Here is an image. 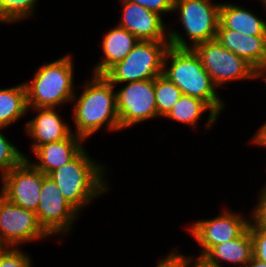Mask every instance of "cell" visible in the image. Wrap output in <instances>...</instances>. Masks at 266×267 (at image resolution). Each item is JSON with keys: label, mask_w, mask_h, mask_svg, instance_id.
Here are the masks:
<instances>
[{"label": "cell", "mask_w": 266, "mask_h": 267, "mask_svg": "<svg viewBox=\"0 0 266 267\" xmlns=\"http://www.w3.org/2000/svg\"><path fill=\"white\" fill-rule=\"evenodd\" d=\"M85 85L74 108L75 135L88 138L104 123L107 129L120 130L114 85L104 75H94Z\"/></svg>", "instance_id": "1"}, {"label": "cell", "mask_w": 266, "mask_h": 267, "mask_svg": "<svg viewBox=\"0 0 266 267\" xmlns=\"http://www.w3.org/2000/svg\"><path fill=\"white\" fill-rule=\"evenodd\" d=\"M167 59H171V66L166 69ZM163 75L173 82L182 94L204 101L217 115L224 108L215 91L216 85L193 49L170 46L164 58Z\"/></svg>", "instance_id": "2"}, {"label": "cell", "mask_w": 266, "mask_h": 267, "mask_svg": "<svg viewBox=\"0 0 266 267\" xmlns=\"http://www.w3.org/2000/svg\"><path fill=\"white\" fill-rule=\"evenodd\" d=\"M86 155L82 150L72 161L47 175L77 212L94 197L108 190L103 182L104 167Z\"/></svg>", "instance_id": "3"}, {"label": "cell", "mask_w": 266, "mask_h": 267, "mask_svg": "<svg viewBox=\"0 0 266 267\" xmlns=\"http://www.w3.org/2000/svg\"><path fill=\"white\" fill-rule=\"evenodd\" d=\"M26 88L28 108H56L73 95V63L70 56L41 66Z\"/></svg>", "instance_id": "4"}, {"label": "cell", "mask_w": 266, "mask_h": 267, "mask_svg": "<svg viewBox=\"0 0 266 267\" xmlns=\"http://www.w3.org/2000/svg\"><path fill=\"white\" fill-rule=\"evenodd\" d=\"M169 47V41L139 40L127 56L112 66L104 76L113 85L155 79L163 74L164 58Z\"/></svg>", "instance_id": "5"}, {"label": "cell", "mask_w": 266, "mask_h": 267, "mask_svg": "<svg viewBox=\"0 0 266 267\" xmlns=\"http://www.w3.org/2000/svg\"><path fill=\"white\" fill-rule=\"evenodd\" d=\"M210 0H174V10L179 9L180 20L185 28L191 47L176 31L168 32L170 46L180 49H192L195 46L216 39L219 24V5Z\"/></svg>", "instance_id": "6"}, {"label": "cell", "mask_w": 266, "mask_h": 267, "mask_svg": "<svg viewBox=\"0 0 266 267\" xmlns=\"http://www.w3.org/2000/svg\"><path fill=\"white\" fill-rule=\"evenodd\" d=\"M215 85L227 81L257 78L258 72L243 58L223 47L217 39L192 48Z\"/></svg>", "instance_id": "7"}, {"label": "cell", "mask_w": 266, "mask_h": 267, "mask_svg": "<svg viewBox=\"0 0 266 267\" xmlns=\"http://www.w3.org/2000/svg\"><path fill=\"white\" fill-rule=\"evenodd\" d=\"M48 235L40 225L34 211L13 204L0 194L1 247H14Z\"/></svg>", "instance_id": "8"}, {"label": "cell", "mask_w": 266, "mask_h": 267, "mask_svg": "<svg viewBox=\"0 0 266 267\" xmlns=\"http://www.w3.org/2000/svg\"><path fill=\"white\" fill-rule=\"evenodd\" d=\"M46 176L26 158L2 176L1 195L11 203L36 213Z\"/></svg>", "instance_id": "9"}, {"label": "cell", "mask_w": 266, "mask_h": 267, "mask_svg": "<svg viewBox=\"0 0 266 267\" xmlns=\"http://www.w3.org/2000/svg\"><path fill=\"white\" fill-rule=\"evenodd\" d=\"M116 100L121 129L158 116L154 79L128 82Z\"/></svg>", "instance_id": "10"}, {"label": "cell", "mask_w": 266, "mask_h": 267, "mask_svg": "<svg viewBox=\"0 0 266 267\" xmlns=\"http://www.w3.org/2000/svg\"><path fill=\"white\" fill-rule=\"evenodd\" d=\"M77 211L64 199L56 183L48 176L43 179L41 198L37 207V218L50 235L64 234L70 229Z\"/></svg>", "instance_id": "11"}, {"label": "cell", "mask_w": 266, "mask_h": 267, "mask_svg": "<svg viewBox=\"0 0 266 267\" xmlns=\"http://www.w3.org/2000/svg\"><path fill=\"white\" fill-rule=\"evenodd\" d=\"M249 224L238 214L225 211L216 218L198 221L189 230L203 248V257L212 247L240 237Z\"/></svg>", "instance_id": "12"}, {"label": "cell", "mask_w": 266, "mask_h": 267, "mask_svg": "<svg viewBox=\"0 0 266 267\" xmlns=\"http://www.w3.org/2000/svg\"><path fill=\"white\" fill-rule=\"evenodd\" d=\"M123 14L120 27L131 32L142 41H169L160 14L152 12L136 3L123 0ZM165 31V32H164ZM167 35H165V34ZM167 37V38H166Z\"/></svg>", "instance_id": "13"}, {"label": "cell", "mask_w": 266, "mask_h": 267, "mask_svg": "<svg viewBox=\"0 0 266 267\" xmlns=\"http://www.w3.org/2000/svg\"><path fill=\"white\" fill-rule=\"evenodd\" d=\"M216 39L228 50L248 62L258 73L266 64V36H251L218 28Z\"/></svg>", "instance_id": "14"}, {"label": "cell", "mask_w": 266, "mask_h": 267, "mask_svg": "<svg viewBox=\"0 0 266 267\" xmlns=\"http://www.w3.org/2000/svg\"><path fill=\"white\" fill-rule=\"evenodd\" d=\"M82 137L71 133L66 139L47 143L37 147L33 152L40 160L32 165L43 174L63 167L72 161L84 148L81 141Z\"/></svg>", "instance_id": "15"}, {"label": "cell", "mask_w": 266, "mask_h": 267, "mask_svg": "<svg viewBox=\"0 0 266 267\" xmlns=\"http://www.w3.org/2000/svg\"><path fill=\"white\" fill-rule=\"evenodd\" d=\"M35 109L39 110V114L29 121L26 126V131L35 141L31 146L33 151L41 145L64 140L72 133L53 108Z\"/></svg>", "instance_id": "16"}, {"label": "cell", "mask_w": 266, "mask_h": 267, "mask_svg": "<svg viewBox=\"0 0 266 267\" xmlns=\"http://www.w3.org/2000/svg\"><path fill=\"white\" fill-rule=\"evenodd\" d=\"M138 39L120 26L111 29L104 37L102 49L104 59L95 66L94 75H104L112 66L122 61L138 43Z\"/></svg>", "instance_id": "17"}, {"label": "cell", "mask_w": 266, "mask_h": 267, "mask_svg": "<svg viewBox=\"0 0 266 267\" xmlns=\"http://www.w3.org/2000/svg\"><path fill=\"white\" fill-rule=\"evenodd\" d=\"M218 28H227L251 36H266V22L246 9L220 4Z\"/></svg>", "instance_id": "18"}, {"label": "cell", "mask_w": 266, "mask_h": 267, "mask_svg": "<svg viewBox=\"0 0 266 267\" xmlns=\"http://www.w3.org/2000/svg\"><path fill=\"white\" fill-rule=\"evenodd\" d=\"M203 258L215 265H220V260H225L229 263H240L239 267H247L253 258V244L249 227L240 237L212 247Z\"/></svg>", "instance_id": "19"}, {"label": "cell", "mask_w": 266, "mask_h": 267, "mask_svg": "<svg viewBox=\"0 0 266 267\" xmlns=\"http://www.w3.org/2000/svg\"><path fill=\"white\" fill-rule=\"evenodd\" d=\"M27 96L24 84L0 89V128L14 123L27 112Z\"/></svg>", "instance_id": "20"}, {"label": "cell", "mask_w": 266, "mask_h": 267, "mask_svg": "<svg viewBox=\"0 0 266 267\" xmlns=\"http://www.w3.org/2000/svg\"><path fill=\"white\" fill-rule=\"evenodd\" d=\"M206 110L210 111L207 128L217 119V115L213 110L202 100L182 94L178 101L173 104L172 109L165 116L176 121H180L190 126L195 127L199 117ZM210 125V126H209Z\"/></svg>", "instance_id": "21"}, {"label": "cell", "mask_w": 266, "mask_h": 267, "mask_svg": "<svg viewBox=\"0 0 266 267\" xmlns=\"http://www.w3.org/2000/svg\"><path fill=\"white\" fill-rule=\"evenodd\" d=\"M154 91L158 116L164 117L182 95L181 90L163 74L154 79Z\"/></svg>", "instance_id": "22"}, {"label": "cell", "mask_w": 266, "mask_h": 267, "mask_svg": "<svg viewBox=\"0 0 266 267\" xmlns=\"http://www.w3.org/2000/svg\"><path fill=\"white\" fill-rule=\"evenodd\" d=\"M37 0H0V22H16L30 16Z\"/></svg>", "instance_id": "23"}, {"label": "cell", "mask_w": 266, "mask_h": 267, "mask_svg": "<svg viewBox=\"0 0 266 267\" xmlns=\"http://www.w3.org/2000/svg\"><path fill=\"white\" fill-rule=\"evenodd\" d=\"M2 129V128H0ZM26 156L22 154L6 137L0 132V169L2 176L7 174L12 168L18 166Z\"/></svg>", "instance_id": "24"}, {"label": "cell", "mask_w": 266, "mask_h": 267, "mask_svg": "<svg viewBox=\"0 0 266 267\" xmlns=\"http://www.w3.org/2000/svg\"><path fill=\"white\" fill-rule=\"evenodd\" d=\"M0 248V267H31L28 256L15 247Z\"/></svg>", "instance_id": "25"}, {"label": "cell", "mask_w": 266, "mask_h": 267, "mask_svg": "<svg viewBox=\"0 0 266 267\" xmlns=\"http://www.w3.org/2000/svg\"><path fill=\"white\" fill-rule=\"evenodd\" d=\"M253 244V257L266 263V228L257 226L254 222L249 224Z\"/></svg>", "instance_id": "26"}, {"label": "cell", "mask_w": 266, "mask_h": 267, "mask_svg": "<svg viewBox=\"0 0 266 267\" xmlns=\"http://www.w3.org/2000/svg\"><path fill=\"white\" fill-rule=\"evenodd\" d=\"M136 3L157 14L174 11V0H125Z\"/></svg>", "instance_id": "27"}, {"label": "cell", "mask_w": 266, "mask_h": 267, "mask_svg": "<svg viewBox=\"0 0 266 267\" xmlns=\"http://www.w3.org/2000/svg\"><path fill=\"white\" fill-rule=\"evenodd\" d=\"M260 200L257 204V209L254 210L253 222L259 226L266 228V186L262 189Z\"/></svg>", "instance_id": "28"}, {"label": "cell", "mask_w": 266, "mask_h": 267, "mask_svg": "<svg viewBox=\"0 0 266 267\" xmlns=\"http://www.w3.org/2000/svg\"><path fill=\"white\" fill-rule=\"evenodd\" d=\"M192 260L190 257H183V255L172 252L156 267H188Z\"/></svg>", "instance_id": "29"}, {"label": "cell", "mask_w": 266, "mask_h": 267, "mask_svg": "<svg viewBox=\"0 0 266 267\" xmlns=\"http://www.w3.org/2000/svg\"><path fill=\"white\" fill-rule=\"evenodd\" d=\"M253 140L254 143L266 147V122L259 128L258 133H256Z\"/></svg>", "instance_id": "30"}, {"label": "cell", "mask_w": 266, "mask_h": 267, "mask_svg": "<svg viewBox=\"0 0 266 267\" xmlns=\"http://www.w3.org/2000/svg\"><path fill=\"white\" fill-rule=\"evenodd\" d=\"M192 267H222V266L212 264L202 256H199L198 258H196L195 264Z\"/></svg>", "instance_id": "31"}, {"label": "cell", "mask_w": 266, "mask_h": 267, "mask_svg": "<svg viewBox=\"0 0 266 267\" xmlns=\"http://www.w3.org/2000/svg\"><path fill=\"white\" fill-rule=\"evenodd\" d=\"M247 267H266V263L261 262L253 257L252 260L247 264Z\"/></svg>", "instance_id": "32"}, {"label": "cell", "mask_w": 266, "mask_h": 267, "mask_svg": "<svg viewBox=\"0 0 266 267\" xmlns=\"http://www.w3.org/2000/svg\"><path fill=\"white\" fill-rule=\"evenodd\" d=\"M264 74H266V64L263 67V69L258 73V77H261ZM265 82H266V76H265Z\"/></svg>", "instance_id": "33"}]
</instances>
